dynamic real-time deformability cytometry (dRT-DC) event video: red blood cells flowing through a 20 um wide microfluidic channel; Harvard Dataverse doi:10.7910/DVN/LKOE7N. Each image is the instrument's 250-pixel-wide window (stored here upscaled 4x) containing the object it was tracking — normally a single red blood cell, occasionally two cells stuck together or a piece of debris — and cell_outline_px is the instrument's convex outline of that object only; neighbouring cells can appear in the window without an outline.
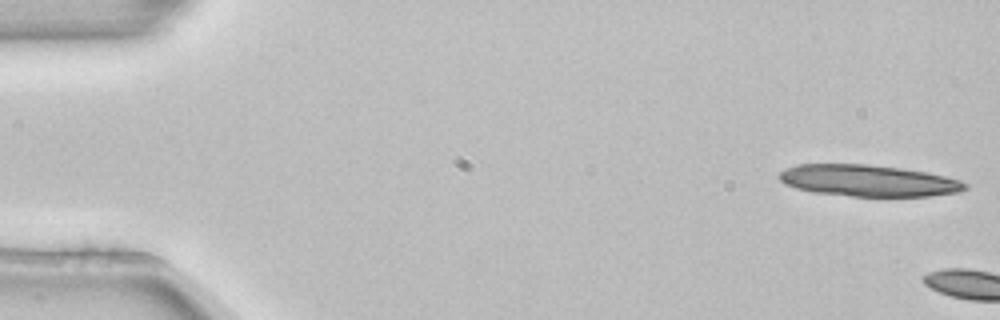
{"species": "common noctule bat (a hibernating species)", "species_latin": "Nyctalus noctula", "temperature_condition": "room temperature", "stored_images_in_passage": 2, "camera_frame_rate_fps": 3000, "um_per_image_px": 0.085, "animal": {"sex": "female", "body_mass_g": 22.7, "forearm_length_mm": 54.2}, "frame": {"image": 1, "passage_image": 1, "time_ms": 0.0, "image_size_px": [1000, 320], "cell_outline_px": [[968, 188], [960, 192], [932, 196], [852, 196], [816, 192], [796, 188], [784, 184], [776, 176], [784, 168], [796, 164], [868, 164], [900, 168], [928, 172], [960, 180], [968, 184]], "centroid_in_image_um": [73.8, 15.35], "position_along_channel_um": 11.2, "area_um2": 34.33}}